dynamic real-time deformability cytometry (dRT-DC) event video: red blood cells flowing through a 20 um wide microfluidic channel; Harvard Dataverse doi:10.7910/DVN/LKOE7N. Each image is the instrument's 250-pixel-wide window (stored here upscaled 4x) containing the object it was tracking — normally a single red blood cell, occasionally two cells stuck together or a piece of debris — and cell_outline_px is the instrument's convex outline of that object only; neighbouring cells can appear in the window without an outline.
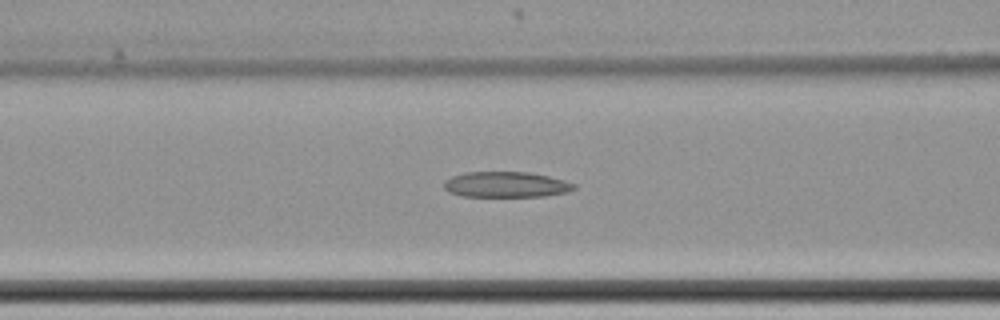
{"species": "common noctule bat (a hibernating species)", "species_latin": "Nyctalus noctula", "temperature_condition": "cold", "stored_images_in_passage": 13, "camera_frame_rate_fps": 3000, "um_per_image_px": 0.085, "animal": {"sex": "female", "body_mass_g": 22.7, "forearm_length_mm": 54.2}, "frame": {"image": 1, "passage_image": 8, "time_ms": 2.333, "image_size_px": [1000, 320], "cell_outline_px": [[576, 188], [568, 192], [544, 196], [464, 196], [448, 192], [444, 188], [444, 180], [452, 176], [464, 172], [528, 172], [548, 176], [564, 180], [576, 184]], "centroid_in_image_um": [43.01, 15.68], "position_along_channel_um": 123.6, "area_um2": 19.42}}
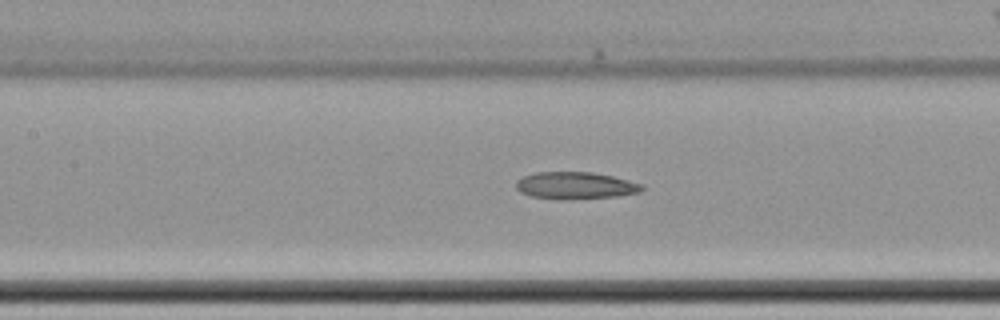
{"frame": {"image": 2, "passage_image": 11, "time_ms": 3.333, "image_size_px": [1000, 320], "cell_outline_px": [[644, 188], [640, 192], [620, 196], [564, 200], [560, 200], [532, 196], [520, 192], [516, 188], [516, 180], [524, 176], [536, 172], [592, 172], [612, 176], [644, 184]], "centroid_in_image_um": [48.92, 15.78], "position_along_channel_um": 158.5, "area_um2": 20.06}}